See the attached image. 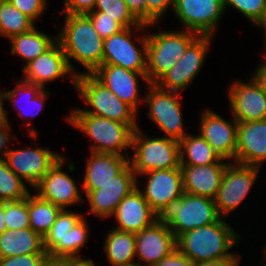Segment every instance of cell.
I'll use <instances>...</instances> for the list:
<instances>
[{"mask_svg": "<svg viewBox=\"0 0 266 266\" xmlns=\"http://www.w3.org/2000/svg\"><path fill=\"white\" fill-rule=\"evenodd\" d=\"M64 17L65 23L59 31L57 41L62 46L68 64L77 76L92 74L102 65L104 39L86 14H65ZM70 59L85 67L86 72L76 73Z\"/></svg>", "mask_w": 266, "mask_h": 266, "instance_id": "6da1fadb", "label": "cell"}, {"mask_svg": "<svg viewBox=\"0 0 266 266\" xmlns=\"http://www.w3.org/2000/svg\"><path fill=\"white\" fill-rule=\"evenodd\" d=\"M237 233L221 218L216 223L181 234L176 239V245L183 255L197 264L230 257L233 253L228 250L239 241Z\"/></svg>", "mask_w": 266, "mask_h": 266, "instance_id": "7a4b0ae2", "label": "cell"}, {"mask_svg": "<svg viewBox=\"0 0 266 266\" xmlns=\"http://www.w3.org/2000/svg\"><path fill=\"white\" fill-rule=\"evenodd\" d=\"M221 218L214 199L185 192L157 214V221L168 225L176 239L183 233L216 223Z\"/></svg>", "mask_w": 266, "mask_h": 266, "instance_id": "3957f363", "label": "cell"}, {"mask_svg": "<svg viewBox=\"0 0 266 266\" xmlns=\"http://www.w3.org/2000/svg\"><path fill=\"white\" fill-rule=\"evenodd\" d=\"M70 124L93 140L91 152L111 153L128 156L131 149L133 130L126 124L96 115L85 114L74 108L66 118ZM125 151V155L122 151Z\"/></svg>", "mask_w": 266, "mask_h": 266, "instance_id": "277c9868", "label": "cell"}, {"mask_svg": "<svg viewBox=\"0 0 266 266\" xmlns=\"http://www.w3.org/2000/svg\"><path fill=\"white\" fill-rule=\"evenodd\" d=\"M75 88L86 105L92 109H81L85 114L105 117L128 125L133 131L138 128L137 113L131 106L120 100L92 74H80L76 77Z\"/></svg>", "mask_w": 266, "mask_h": 266, "instance_id": "5b68a950", "label": "cell"}, {"mask_svg": "<svg viewBox=\"0 0 266 266\" xmlns=\"http://www.w3.org/2000/svg\"><path fill=\"white\" fill-rule=\"evenodd\" d=\"M132 149L133 155L129 157V164L136 176L153 170L181 167L178 140L165 136L146 138L138 127L133 131Z\"/></svg>", "mask_w": 266, "mask_h": 266, "instance_id": "8992f818", "label": "cell"}, {"mask_svg": "<svg viewBox=\"0 0 266 266\" xmlns=\"http://www.w3.org/2000/svg\"><path fill=\"white\" fill-rule=\"evenodd\" d=\"M199 36L190 30L160 31L147 35V79L155 84L184 55Z\"/></svg>", "mask_w": 266, "mask_h": 266, "instance_id": "52a82bcc", "label": "cell"}, {"mask_svg": "<svg viewBox=\"0 0 266 266\" xmlns=\"http://www.w3.org/2000/svg\"><path fill=\"white\" fill-rule=\"evenodd\" d=\"M150 26L141 23L136 28H125L105 38L102 64L118 65L134 72L147 73V34L138 38L141 45L139 48L131 37L134 34L133 29L142 31Z\"/></svg>", "mask_w": 266, "mask_h": 266, "instance_id": "ba28073f", "label": "cell"}, {"mask_svg": "<svg viewBox=\"0 0 266 266\" xmlns=\"http://www.w3.org/2000/svg\"><path fill=\"white\" fill-rule=\"evenodd\" d=\"M146 85L148 93L142 100L149 107L147 116L166 134L165 137L180 141L187 135L183 126L180 93L163 90L156 84Z\"/></svg>", "mask_w": 266, "mask_h": 266, "instance_id": "9c48e42d", "label": "cell"}, {"mask_svg": "<svg viewBox=\"0 0 266 266\" xmlns=\"http://www.w3.org/2000/svg\"><path fill=\"white\" fill-rule=\"evenodd\" d=\"M260 167L229 162L214 202L220 216L234 211L257 180Z\"/></svg>", "mask_w": 266, "mask_h": 266, "instance_id": "30bf717a", "label": "cell"}, {"mask_svg": "<svg viewBox=\"0 0 266 266\" xmlns=\"http://www.w3.org/2000/svg\"><path fill=\"white\" fill-rule=\"evenodd\" d=\"M213 37L199 35L186 49L180 60L155 84L166 91L184 90L200 72Z\"/></svg>", "mask_w": 266, "mask_h": 266, "instance_id": "8fae6325", "label": "cell"}, {"mask_svg": "<svg viewBox=\"0 0 266 266\" xmlns=\"http://www.w3.org/2000/svg\"><path fill=\"white\" fill-rule=\"evenodd\" d=\"M173 12L186 30L213 36L225 13L224 0H175Z\"/></svg>", "mask_w": 266, "mask_h": 266, "instance_id": "7c38bea8", "label": "cell"}, {"mask_svg": "<svg viewBox=\"0 0 266 266\" xmlns=\"http://www.w3.org/2000/svg\"><path fill=\"white\" fill-rule=\"evenodd\" d=\"M137 187V176L128 164L113 180L93 191H84L90 204L89 213L103 219L112 217L123 199Z\"/></svg>", "mask_w": 266, "mask_h": 266, "instance_id": "4fadbf2b", "label": "cell"}, {"mask_svg": "<svg viewBox=\"0 0 266 266\" xmlns=\"http://www.w3.org/2000/svg\"><path fill=\"white\" fill-rule=\"evenodd\" d=\"M63 157L49 149H9L5 154L8 167L33 188L48 173L49 169Z\"/></svg>", "mask_w": 266, "mask_h": 266, "instance_id": "5bb4252c", "label": "cell"}, {"mask_svg": "<svg viewBox=\"0 0 266 266\" xmlns=\"http://www.w3.org/2000/svg\"><path fill=\"white\" fill-rule=\"evenodd\" d=\"M24 80L45 89L47 82L71 75V82H76L77 75L71 70L61 44L56 41L43 54L24 65Z\"/></svg>", "mask_w": 266, "mask_h": 266, "instance_id": "9a60e30c", "label": "cell"}, {"mask_svg": "<svg viewBox=\"0 0 266 266\" xmlns=\"http://www.w3.org/2000/svg\"><path fill=\"white\" fill-rule=\"evenodd\" d=\"M66 157H61L34 187L36 194L61 209L83 202L74 180L62 170Z\"/></svg>", "mask_w": 266, "mask_h": 266, "instance_id": "2e32d148", "label": "cell"}, {"mask_svg": "<svg viewBox=\"0 0 266 266\" xmlns=\"http://www.w3.org/2000/svg\"><path fill=\"white\" fill-rule=\"evenodd\" d=\"M249 80H237L228 90L230 109L237 122L266 119V94L252 78Z\"/></svg>", "mask_w": 266, "mask_h": 266, "instance_id": "e0dca14e", "label": "cell"}, {"mask_svg": "<svg viewBox=\"0 0 266 266\" xmlns=\"http://www.w3.org/2000/svg\"><path fill=\"white\" fill-rule=\"evenodd\" d=\"M92 75L137 112L141 100L138 78L149 84L146 73L134 72L118 65L102 64Z\"/></svg>", "mask_w": 266, "mask_h": 266, "instance_id": "ac0fdd59", "label": "cell"}, {"mask_svg": "<svg viewBox=\"0 0 266 266\" xmlns=\"http://www.w3.org/2000/svg\"><path fill=\"white\" fill-rule=\"evenodd\" d=\"M135 239V254L137 260L146 263L143 266H153L177 248L173 232L158 221L135 233Z\"/></svg>", "mask_w": 266, "mask_h": 266, "instance_id": "d6986e66", "label": "cell"}, {"mask_svg": "<svg viewBox=\"0 0 266 266\" xmlns=\"http://www.w3.org/2000/svg\"><path fill=\"white\" fill-rule=\"evenodd\" d=\"M200 118V134L221 158L235 160L238 122L234 118L229 122L211 110L204 111Z\"/></svg>", "mask_w": 266, "mask_h": 266, "instance_id": "ffe728a7", "label": "cell"}, {"mask_svg": "<svg viewBox=\"0 0 266 266\" xmlns=\"http://www.w3.org/2000/svg\"><path fill=\"white\" fill-rule=\"evenodd\" d=\"M143 175L147 176L148 181L141 193L157 214L171 200L184 193L180 168L153 170Z\"/></svg>", "mask_w": 266, "mask_h": 266, "instance_id": "44dd1931", "label": "cell"}, {"mask_svg": "<svg viewBox=\"0 0 266 266\" xmlns=\"http://www.w3.org/2000/svg\"><path fill=\"white\" fill-rule=\"evenodd\" d=\"M236 163L260 167L266 161V119L238 122Z\"/></svg>", "mask_w": 266, "mask_h": 266, "instance_id": "7402d4cb", "label": "cell"}, {"mask_svg": "<svg viewBox=\"0 0 266 266\" xmlns=\"http://www.w3.org/2000/svg\"><path fill=\"white\" fill-rule=\"evenodd\" d=\"M138 183L137 181V187L123 199L112 215L117 220V230L137 233L157 221V213L144 198Z\"/></svg>", "mask_w": 266, "mask_h": 266, "instance_id": "603a6c76", "label": "cell"}, {"mask_svg": "<svg viewBox=\"0 0 266 266\" xmlns=\"http://www.w3.org/2000/svg\"><path fill=\"white\" fill-rule=\"evenodd\" d=\"M228 164L229 162L199 166L181 165L184 192L214 199Z\"/></svg>", "mask_w": 266, "mask_h": 266, "instance_id": "cb8c5ba5", "label": "cell"}, {"mask_svg": "<svg viewBox=\"0 0 266 266\" xmlns=\"http://www.w3.org/2000/svg\"><path fill=\"white\" fill-rule=\"evenodd\" d=\"M86 164L82 189L93 191L113 180L129 164V156L91 152Z\"/></svg>", "mask_w": 266, "mask_h": 266, "instance_id": "d4e9b609", "label": "cell"}, {"mask_svg": "<svg viewBox=\"0 0 266 266\" xmlns=\"http://www.w3.org/2000/svg\"><path fill=\"white\" fill-rule=\"evenodd\" d=\"M27 254H48L44 238L30 227L25 229H6L0 235V258Z\"/></svg>", "mask_w": 266, "mask_h": 266, "instance_id": "484cf974", "label": "cell"}, {"mask_svg": "<svg viewBox=\"0 0 266 266\" xmlns=\"http://www.w3.org/2000/svg\"><path fill=\"white\" fill-rule=\"evenodd\" d=\"M180 164L188 166L224 163L213 147L199 133L196 136L187 134L179 141Z\"/></svg>", "mask_w": 266, "mask_h": 266, "instance_id": "4316f807", "label": "cell"}, {"mask_svg": "<svg viewBox=\"0 0 266 266\" xmlns=\"http://www.w3.org/2000/svg\"><path fill=\"white\" fill-rule=\"evenodd\" d=\"M36 28L35 26L30 31L14 35L9 39L11 54H18L17 56L26 64L43 54L57 41V36L50 37Z\"/></svg>", "mask_w": 266, "mask_h": 266, "instance_id": "83f0119b", "label": "cell"}, {"mask_svg": "<svg viewBox=\"0 0 266 266\" xmlns=\"http://www.w3.org/2000/svg\"><path fill=\"white\" fill-rule=\"evenodd\" d=\"M105 238L103 249L112 266H130L138 263L134 261L135 233L117 230L114 227Z\"/></svg>", "mask_w": 266, "mask_h": 266, "instance_id": "f1b7e54d", "label": "cell"}, {"mask_svg": "<svg viewBox=\"0 0 266 266\" xmlns=\"http://www.w3.org/2000/svg\"><path fill=\"white\" fill-rule=\"evenodd\" d=\"M21 94L27 97L26 105H30L32 107V110L30 108L29 110L26 107H23V109L19 108L20 104L18 100L19 97L22 96ZM47 95L50 94L45 89H42L40 86L22 79L20 82H17L16 88L6 91V100H9L13 103L12 105H14V108L18 110V114L21 117L26 115V117L28 116V118H34L42 109H44L43 105L46 101ZM24 108L29 111L27 112L26 110H24Z\"/></svg>", "mask_w": 266, "mask_h": 266, "instance_id": "f546056e", "label": "cell"}, {"mask_svg": "<svg viewBox=\"0 0 266 266\" xmlns=\"http://www.w3.org/2000/svg\"><path fill=\"white\" fill-rule=\"evenodd\" d=\"M62 209L38 194L28 195V215L30 228L43 238L52 228L57 215Z\"/></svg>", "mask_w": 266, "mask_h": 266, "instance_id": "4dcf8cb0", "label": "cell"}, {"mask_svg": "<svg viewBox=\"0 0 266 266\" xmlns=\"http://www.w3.org/2000/svg\"><path fill=\"white\" fill-rule=\"evenodd\" d=\"M35 22L19 11L8 0L0 8V34L10 39L12 36L30 31Z\"/></svg>", "mask_w": 266, "mask_h": 266, "instance_id": "1f68e13d", "label": "cell"}, {"mask_svg": "<svg viewBox=\"0 0 266 266\" xmlns=\"http://www.w3.org/2000/svg\"><path fill=\"white\" fill-rule=\"evenodd\" d=\"M87 221L82 217L65 236V243H58L49 253L51 257L79 256L81 247L87 242L89 236Z\"/></svg>", "mask_w": 266, "mask_h": 266, "instance_id": "d6a6232c", "label": "cell"}, {"mask_svg": "<svg viewBox=\"0 0 266 266\" xmlns=\"http://www.w3.org/2000/svg\"><path fill=\"white\" fill-rule=\"evenodd\" d=\"M24 181L7 165L5 159H0V201H18L29 195Z\"/></svg>", "mask_w": 266, "mask_h": 266, "instance_id": "836d02e7", "label": "cell"}, {"mask_svg": "<svg viewBox=\"0 0 266 266\" xmlns=\"http://www.w3.org/2000/svg\"><path fill=\"white\" fill-rule=\"evenodd\" d=\"M81 214L62 209L52 228L44 236L45 251L49 253L58 243H65L67 232L82 218Z\"/></svg>", "mask_w": 266, "mask_h": 266, "instance_id": "e575fe53", "label": "cell"}, {"mask_svg": "<svg viewBox=\"0 0 266 266\" xmlns=\"http://www.w3.org/2000/svg\"><path fill=\"white\" fill-rule=\"evenodd\" d=\"M93 11L107 14L124 28H132L141 24L129 11L124 0H96Z\"/></svg>", "mask_w": 266, "mask_h": 266, "instance_id": "d590c367", "label": "cell"}, {"mask_svg": "<svg viewBox=\"0 0 266 266\" xmlns=\"http://www.w3.org/2000/svg\"><path fill=\"white\" fill-rule=\"evenodd\" d=\"M5 225L9 230L30 227L28 196L22 200L5 202Z\"/></svg>", "mask_w": 266, "mask_h": 266, "instance_id": "8d00e7d4", "label": "cell"}, {"mask_svg": "<svg viewBox=\"0 0 266 266\" xmlns=\"http://www.w3.org/2000/svg\"><path fill=\"white\" fill-rule=\"evenodd\" d=\"M232 6L256 24L266 13V0H224V9Z\"/></svg>", "mask_w": 266, "mask_h": 266, "instance_id": "74e56055", "label": "cell"}, {"mask_svg": "<svg viewBox=\"0 0 266 266\" xmlns=\"http://www.w3.org/2000/svg\"><path fill=\"white\" fill-rule=\"evenodd\" d=\"M90 19L98 34L103 38H108L125 29L119 22L107 16V14L92 11L86 14Z\"/></svg>", "mask_w": 266, "mask_h": 266, "instance_id": "f35d334b", "label": "cell"}, {"mask_svg": "<svg viewBox=\"0 0 266 266\" xmlns=\"http://www.w3.org/2000/svg\"><path fill=\"white\" fill-rule=\"evenodd\" d=\"M23 14L31 18L35 23L36 20L44 14L47 0H8Z\"/></svg>", "mask_w": 266, "mask_h": 266, "instance_id": "ab89813d", "label": "cell"}, {"mask_svg": "<svg viewBox=\"0 0 266 266\" xmlns=\"http://www.w3.org/2000/svg\"><path fill=\"white\" fill-rule=\"evenodd\" d=\"M175 0H146L147 3V25L154 26L166 13L167 8L173 10Z\"/></svg>", "mask_w": 266, "mask_h": 266, "instance_id": "60d3db41", "label": "cell"}, {"mask_svg": "<svg viewBox=\"0 0 266 266\" xmlns=\"http://www.w3.org/2000/svg\"><path fill=\"white\" fill-rule=\"evenodd\" d=\"M48 254H27L0 258V266H41Z\"/></svg>", "mask_w": 266, "mask_h": 266, "instance_id": "b9f144b4", "label": "cell"}, {"mask_svg": "<svg viewBox=\"0 0 266 266\" xmlns=\"http://www.w3.org/2000/svg\"><path fill=\"white\" fill-rule=\"evenodd\" d=\"M65 14H88L93 11L96 0H64Z\"/></svg>", "mask_w": 266, "mask_h": 266, "instance_id": "7bdbcfd3", "label": "cell"}, {"mask_svg": "<svg viewBox=\"0 0 266 266\" xmlns=\"http://www.w3.org/2000/svg\"><path fill=\"white\" fill-rule=\"evenodd\" d=\"M153 266H196V263L183 255L177 248Z\"/></svg>", "mask_w": 266, "mask_h": 266, "instance_id": "ee69618b", "label": "cell"}, {"mask_svg": "<svg viewBox=\"0 0 266 266\" xmlns=\"http://www.w3.org/2000/svg\"><path fill=\"white\" fill-rule=\"evenodd\" d=\"M132 15L142 24L147 25L146 0H124Z\"/></svg>", "mask_w": 266, "mask_h": 266, "instance_id": "f6af8a7d", "label": "cell"}, {"mask_svg": "<svg viewBox=\"0 0 266 266\" xmlns=\"http://www.w3.org/2000/svg\"><path fill=\"white\" fill-rule=\"evenodd\" d=\"M239 254H232L230 257H225L216 260L203 261L197 263L196 266H239Z\"/></svg>", "mask_w": 266, "mask_h": 266, "instance_id": "bcb514c9", "label": "cell"}, {"mask_svg": "<svg viewBox=\"0 0 266 266\" xmlns=\"http://www.w3.org/2000/svg\"><path fill=\"white\" fill-rule=\"evenodd\" d=\"M10 132L12 131L10 129L9 122L0 123V159H3L8 151L5 146L10 142L11 138L8 134Z\"/></svg>", "mask_w": 266, "mask_h": 266, "instance_id": "7dc6e473", "label": "cell"}, {"mask_svg": "<svg viewBox=\"0 0 266 266\" xmlns=\"http://www.w3.org/2000/svg\"><path fill=\"white\" fill-rule=\"evenodd\" d=\"M260 89L266 94V59L258 66L251 77Z\"/></svg>", "mask_w": 266, "mask_h": 266, "instance_id": "c3c4849f", "label": "cell"}, {"mask_svg": "<svg viewBox=\"0 0 266 266\" xmlns=\"http://www.w3.org/2000/svg\"><path fill=\"white\" fill-rule=\"evenodd\" d=\"M41 266H69V257H51L47 256Z\"/></svg>", "mask_w": 266, "mask_h": 266, "instance_id": "681fc988", "label": "cell"}, {"mask_svg": "<svg viewBox=\"0 0 266 266\" xmlns=\"http://www.w3.org/2000/svg\"><path fill=\"white\" fill-rule=\"evenodd\" d=\"M69 266H95L94 261L79 256L69 257Z\"/></svg>", "mask_w": 266, "mask_h": 266, "instance_id": "f907efd6", "label": "cell"}, {"mask_svg": "<svg viewBox=\"0 0 266 266\" xmlns=\"http://www.w3.org/2000/svg\"><path fill=\"white\" fill-rule=\"evenodd\" d=\"M6 100V91H0V123L9 122L7 117V111L3 108L4 101Z\"/></svg>", "mask_w": 266, "mask_h": 266, "instance_id": "816d5d0a", "label": "cell"}, {"mask_svg": "<svg viewBox=\"0 0 266 266\" xmlns=\"http://www.w3.org/2000/svg\"><path fill=\"white\" fill-rule=\"evenodd\" d=\"M6 230L5 225V202L0 201V235Z\"/></svg>", "mask_w": 266, "mask_h": 266, "instance_id": "f5cc1de1", "label": "cell"}, {"mask_svg": "<svg viewBox=\"0 0 266 266\" xmlns=\"http://www.w3.org/2000/svg\"><path fill=\"white\" fill-rule=\"evenodd\" d=\"M255 26L262 27L264 29L265 33V46H266V13L263 15V17L255 24Z\"/></svg>", "mask_w": 266, "mask_h": 266, "instance_id": "db71d44e", "label": "cell"}, {"mask_svg": "<svg viewBox=\"0 0 266 266\" xmlns=\"http://www.w3.org/2000/svg\"><path fill=\"white\" fill-rule=\"evenodd\" d=\"M130 266H143V264L137 263V264H133V265H130Z\"/></svg>", "mask_w": 266, "mask_h": 266, "instance_id": "11a10c76", "label": "cell"}, {"mask_svg": "<svg viewBox=\"0 0 266 266\" xmlns=\"http://www.w3.org/2000/svg\"><path fill=\"white\" fill-rule=\"evenodd\" d=\"M6 0H0V8L2 6V4L5 2Z\"/></svg>", "mask_w": 266, "mask_h": 266, "instance_id": "9f6ffc18", "label": "cell"}]
</instances>
